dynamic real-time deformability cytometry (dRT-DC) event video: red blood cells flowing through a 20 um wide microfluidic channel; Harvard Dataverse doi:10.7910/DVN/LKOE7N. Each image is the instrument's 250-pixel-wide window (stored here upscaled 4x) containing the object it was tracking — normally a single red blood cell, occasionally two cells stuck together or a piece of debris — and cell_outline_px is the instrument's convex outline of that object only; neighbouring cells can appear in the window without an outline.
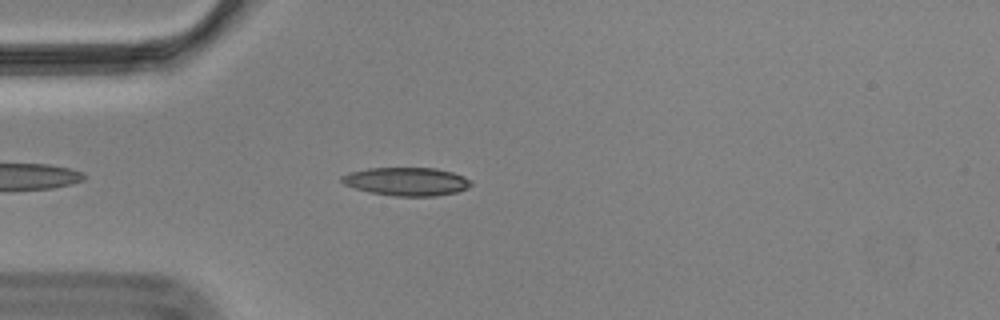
{"species": "Egyptian fruit bat (a non-hibernating species)", "species_latin": "Rousettus aegyptiacus", "temperature_condition": "cold", "stored_images_in_passage": 22, "camera_frame_rate_fps": 3000, "um_per_image_px": 0.085, "animal": {"sex": "male"}, "frame": {"image": 1, "passage_image": 6, "time_ms": 1.667, "image_size_px": [1000, 320], "cell_outline_px": [[472, 184], [468, 188], [456, 192], [436, 196], [396, 196], [372, 192], [356, 188], [344, 184], [340, 180], [340, 176], [348, 172], [368, 168], [436, 168], [452, 172], [464, 176], [472, 180]], "centroid_in_image_um": [34.58, 15.42], "position_along_channel_um": 50.4, "area_um2": 21.33}}
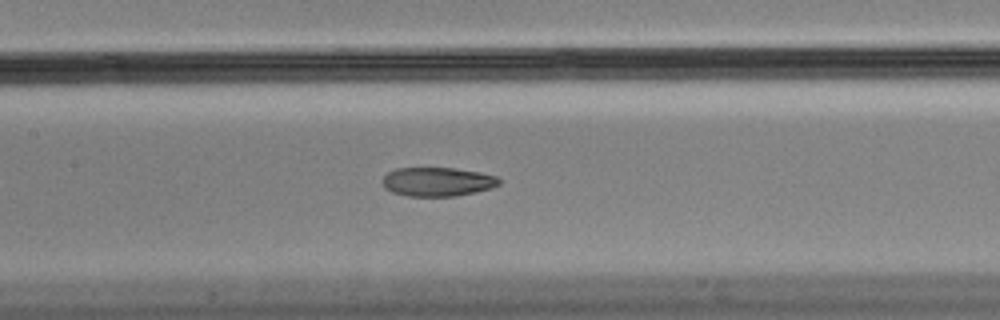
{"frame": {"image": 2, "passage_image": 17, "time_ms": 5.333, "image_size_px": [1000, 320], "cell_outline_px": [[500, 184], [492, 188], [476, 192], [456, 196], [408, 196], [392, 192], [384, 188], [380, 180], [388, 172], [396, 168], [452, 168], [480, 172], [496, 176], [500, 180]], "centroid_in_image_um": [37.16, 15.45], "position_along_channel_um": 170.2, "area_um2": 19.83}}
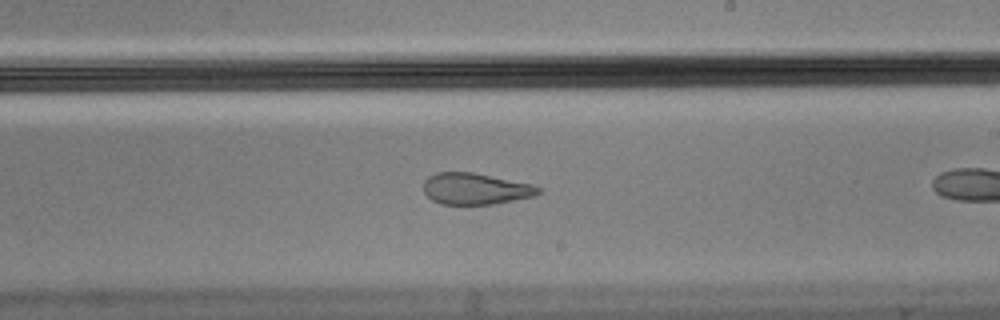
{"frame": {"image": 3, "passage_image": 20, "time_ms": 6.333, "image_size_px": [1000, 320], "cell_outline_px": [[544, 188], [536, 196], [492, 204], [440, 204], [432, 200], [424, 192], [424, 180], [428, 176], [436, 172], [472, 172], [532, 184]], "centroid_in_image_um": [40.43, 16.04], "position_along_channel_um": 248.6, "area_um2": 21.1}}